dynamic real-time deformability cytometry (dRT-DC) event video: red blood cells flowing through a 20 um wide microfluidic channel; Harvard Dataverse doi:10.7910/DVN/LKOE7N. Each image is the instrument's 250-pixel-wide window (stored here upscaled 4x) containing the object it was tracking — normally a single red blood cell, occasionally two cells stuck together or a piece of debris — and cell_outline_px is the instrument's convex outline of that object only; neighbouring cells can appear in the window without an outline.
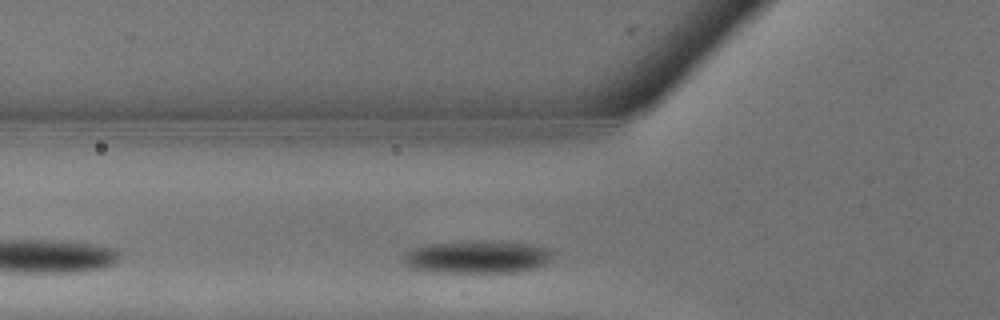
{"species": "common noctule bat (a hibernating species)", "species_latin": "Nyctalus noctula", "temperature_condition": "warm", "stored_images_in_passage": 5, "camera_frame_rate_fps": 3000, "um_per_image_px": 0.085, "animal": {"sex": "male", "body_mass_g": 13.3}, "frame": {"image": 1, "passage_image": 3, "time_ms": 0.667, "image_size_px": [1000, 320], "cell_outline_px": [[556, 252], [544, 264], [536, 268], [516, 272], [436, 272], [408, 268], [400, 260], [404, 252], [412, 248], [428, 244], [468, 240], [492, 240], [528, 244], [552, 248]], "centroid_in_image_um": [40.53, 21.82], "position_along_channel_um": 85.3, "area_um2": 29.19}}
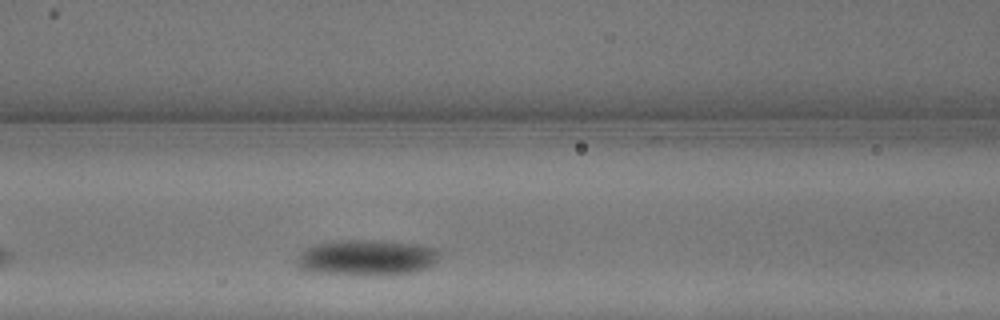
{"frame": {"image": 2, "passage_image": 5, "time_ms": 1.333, "image_size_px": [1000, 320], "cell_outline_px": [[436, 260], [428, 268], [416, 272], [384, 276], [360, 276], [312, 272], [300, 268], [296, 264], [300, 256], [312, 244], [332, 240], [380, 240], [416, 244], [436, 248]], "centroid_in_image_um": [31.16, 21.92], "position_along_channel_um": 135.4, "area_um2": 30.11}}